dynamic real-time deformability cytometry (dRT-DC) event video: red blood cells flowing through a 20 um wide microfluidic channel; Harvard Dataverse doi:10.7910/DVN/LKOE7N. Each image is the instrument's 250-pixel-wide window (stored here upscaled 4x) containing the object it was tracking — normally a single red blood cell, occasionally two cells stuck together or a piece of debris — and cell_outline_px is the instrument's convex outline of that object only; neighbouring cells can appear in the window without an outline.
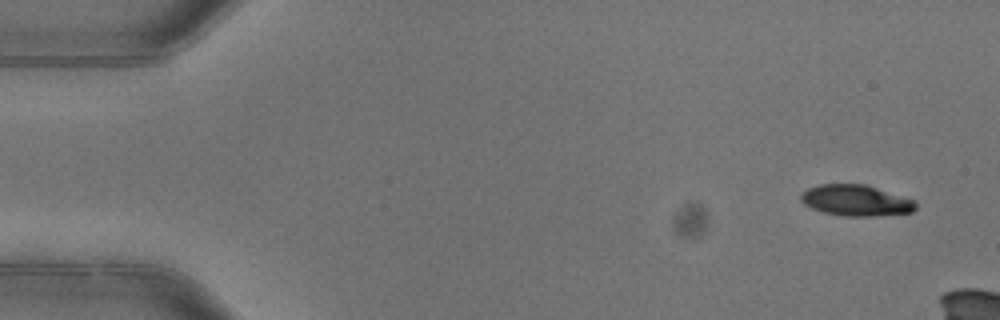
{"species": "common noctule bat (a hibernating species)", "species_latin": "Nyctalus noctula", "temperature_condition": "warm", "stored_images_in_passage": 3, "camera_frame_rate_fps": 3000, "um_per_image_px": 0.085, "animal": {"sex": "female"}, "frame": {"image": 1, "passage_image": 1, "time_ms": 0.0, "image_size_px": [1000, 320], "cell_outline_px": [[916, 208], [912, 212], [876, 216], [844, 216], [824, 212], [812, 208], [804, 204], [800, 200], [800, 196], [808, 188], [820, 184], [864, 184], [916, 200]], "centroid_in_image_um": [72.77, 17.04], "position_along_channel_um": 12.2, "area_um2": 20.69}}